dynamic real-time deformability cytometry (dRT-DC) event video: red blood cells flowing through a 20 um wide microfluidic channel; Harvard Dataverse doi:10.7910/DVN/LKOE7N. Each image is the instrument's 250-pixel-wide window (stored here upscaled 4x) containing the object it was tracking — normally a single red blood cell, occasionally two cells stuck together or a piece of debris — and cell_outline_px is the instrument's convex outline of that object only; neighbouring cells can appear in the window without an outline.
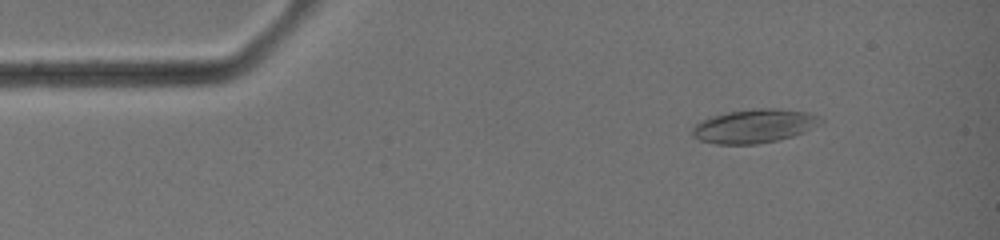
{"species": "common noctule bat (a hibernating species)", "species_latin": "Nyctalus noctula", "temperature_condition": "warm", "stored_images_in_passage": 41, "camera_frame_rate_fps": 3000, "um_per_image_px": 0.085, "animal": {"sex": "female", "body_mass_g": 19.0, "forearm_length_mm": 51.5}, "frame": {"image": 1, "passage_image": 5, "time_ms": 1.333, "image_size_px": [1000, 240], "cell_outline_px": [[824, 124], [804, 132], [792, 136], [776, 140], [756, 144], [716, 144], [700, 140], [692, 136], [692, 128], [700, 120], [712, 116], [728, 112], [752, 108], [776, 108], [808, 112], [820, 116], [824, 120]], "centroid_in_image_um": [64.15, 10.7], "position_along_channel_um": 20.8, "area_um2": 25.49}}
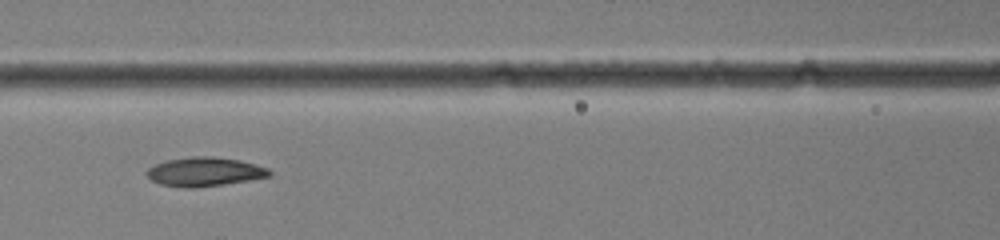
{"frame": {"image": 2, "passage_image": 18, "time_ms": 5.667, "image_size_px": [1000, 240], "cell_outline_px": [[272, 176], [252, 180], [196, 188], [184, 188], [160, 184], [152, 180], [148, 176], [148, 168], [156, 164], [168, 160], [192, 156], [212, 156], [240, 160], [256, 164], [268, 168], [272, 172]], "centroid_in_image_um": [17.45, 14.6], "position_along_channel_um": 149.1, "area_um2": 20.81}}
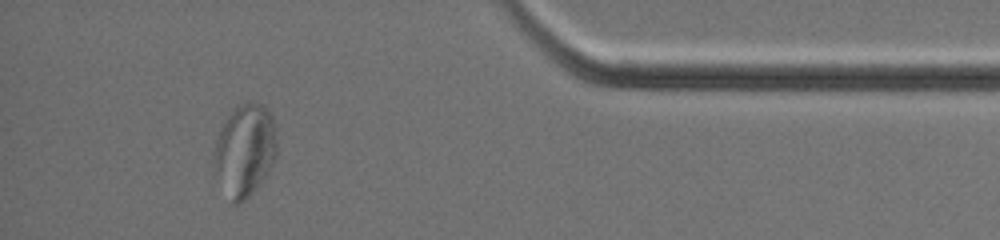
{"frame": {"image": 3, "passage_image": 37, "time_ms": 12.0, "image_size_px": [1000, 240], "cell_outline_px": [[276, 160], [268, 176], [244, 200], [236, 204], [232, 204], [212, 160], [212, 156], [216, 140], [232, 108], [236, 104], [248, 100], [252, 100], [264, 104], [268, 108], [272, 116], [276, 128]], "centroid_in_image_um": [20.86, 12.69], "position_along_channel_um": 414.3, "area_um2": 34.1}, "authors_computed_cell_mechanics": {"area_um2": 22.5998, "velocity_mm_per_s": 4.6289, "shape_relaxation_time_tau1_ms": null, "shape_relaxation_time_tau2_ms": 1.7756, "deformation_change_tau1": null, "deformation_change_tau2": 0.0683}}